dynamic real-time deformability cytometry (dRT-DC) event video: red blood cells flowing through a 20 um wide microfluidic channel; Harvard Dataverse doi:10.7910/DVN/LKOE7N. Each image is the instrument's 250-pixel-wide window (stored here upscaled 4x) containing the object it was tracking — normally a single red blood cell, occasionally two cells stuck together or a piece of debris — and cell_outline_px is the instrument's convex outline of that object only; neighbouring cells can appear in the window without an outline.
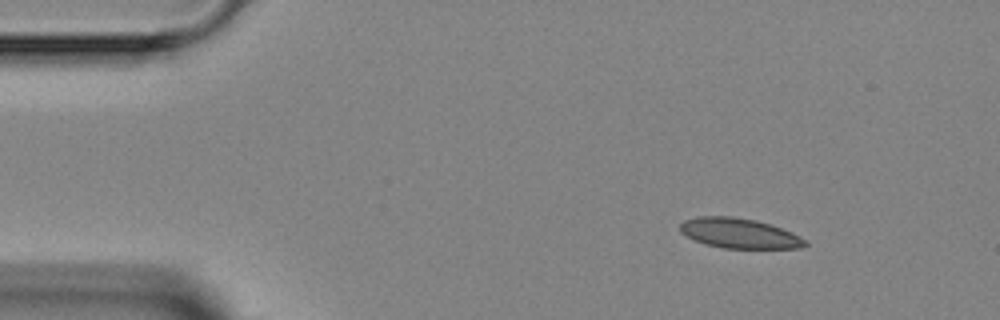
{"species": "Egyptian fruit bat (a non-hibernating species)", "species_latin": "Rousettus aegyptiacus", "temperature_condition": "room temperature", "stored_images_in_passage": 4, "camera_frame_rate_fps": 3000, "um_per_image_px": 0.085, "animal": {"sex": "female"}, "frame": {"image": 1, "passage_image": 1, "time_ms": 0.0, "image_size_px": [1000, 320], "cell_outline_px": [[808, 244], [800, 248], [724, 248], [704, 244], [680, 232], [680, 224], [684, 220], [700, 216], [732, 216], [756, 220], [792, 232], [800, 236]], "centroid_in_image_um": [62.82, 19.82], "position_along_channel_um": 22.2, "area_um2": 21.68}}
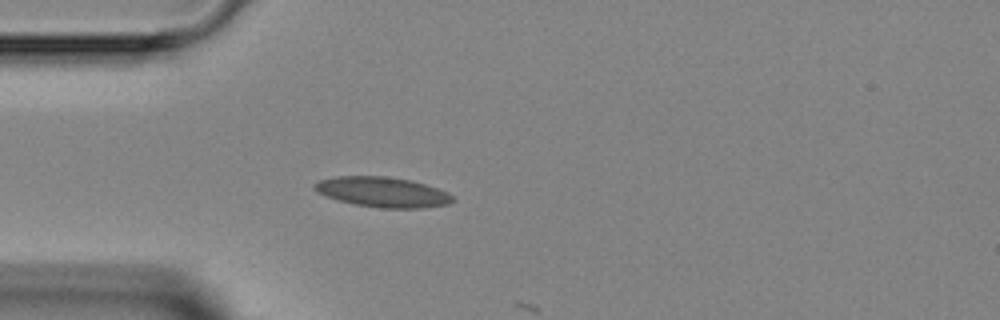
{"frame": {"image": 2, "passage_image": 3, "time_ms": 2.333, "image_size_px": [1000, 320], "cell_outline_px": [[456, 200], [448, 204], [424, 208], [380, 208], [356, 204], [340, 200], [316, 192], [312, 188], [312, 184], [320, 180], [336, 176], [384, 176], [412, 180], [448, 192]], "centroid_in_image_um": [32.52, 16.32], "position_along_channel_um": 52.5, "area_um2": 24.22}}